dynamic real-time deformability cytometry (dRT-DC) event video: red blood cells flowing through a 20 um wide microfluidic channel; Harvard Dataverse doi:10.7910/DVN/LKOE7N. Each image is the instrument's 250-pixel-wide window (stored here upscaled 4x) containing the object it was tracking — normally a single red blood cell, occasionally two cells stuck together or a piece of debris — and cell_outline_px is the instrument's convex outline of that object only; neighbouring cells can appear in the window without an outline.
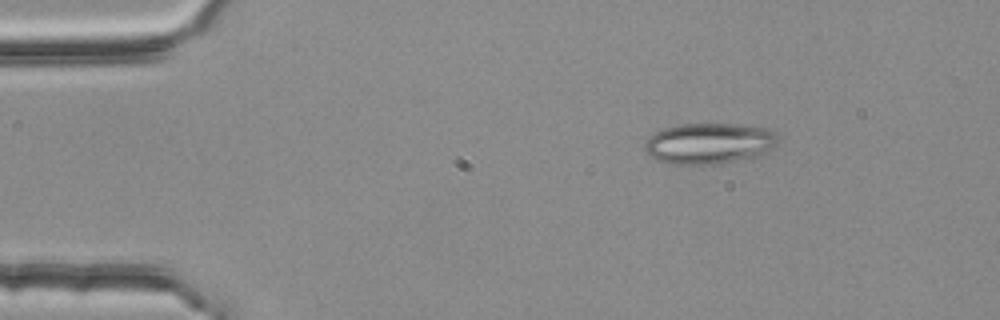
{"species": "common noctule bat (a hibernating species)", "species_latin": "Nyctalus noctula", "temperature_condition": "room temperature", "stored_images_in_passage": 4, "camera_frame_rate_fps": 3000, "um_per_image_px": 0.085, "animal": {"sex": "female", "body_mass_g": 25.1}, "frame": {"image": 1, "passage_image": 2, "time_ms": 0.333, "image_size_px": [1000, 320], "cell_outline_px": [[780, 140], [776, 144], [760, 156], [752, 160], [712, 164], [672, 164], [656, 160], [644, 148], [644, 144], [648, 136], [664, 128], [680, 124], [736, 124], [772, 128], [776, 132]], "centroid_in_image_um": [60.35, 12.19], "position_along_channel_um": 24.6, "area_um2": 32.37}}